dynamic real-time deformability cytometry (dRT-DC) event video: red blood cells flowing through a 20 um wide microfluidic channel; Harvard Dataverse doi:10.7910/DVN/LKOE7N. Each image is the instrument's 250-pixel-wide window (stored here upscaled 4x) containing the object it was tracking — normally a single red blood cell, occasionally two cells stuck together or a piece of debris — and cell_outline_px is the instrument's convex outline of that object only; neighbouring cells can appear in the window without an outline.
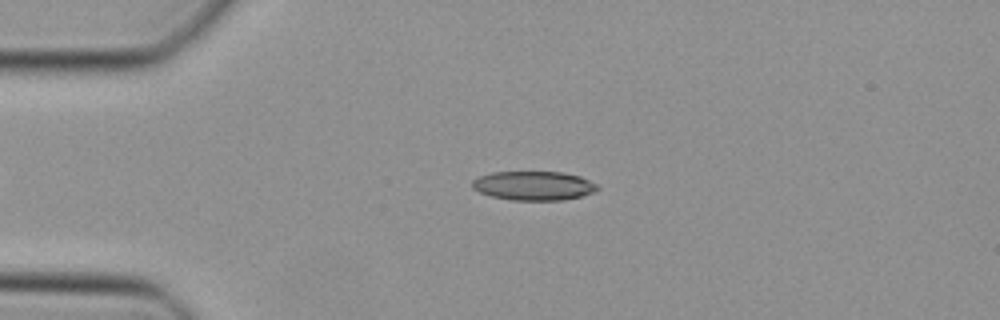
{"species": "Egyptian fruit bat (a non-hibernating species)", "species_latin": "Rousettus aegyptiacus", "temperature_condition": "cold", "stored_images_in_passage": 33, "camera_frame_rate_fps": 3000, "um_per_image_px": 0.085, "animal": {"sex": "female"}, "frame": {"image": 1, "passage_image": 2, "time_ms": 0.333, "image_size_px": [1000, 320], "cell_outline_px": [[600, 188], [596, 192], [564, 200], [512, 200], [492, 196], [480, 192], [472, 188], [472, 180], [480, 176], [492, 172], [564, 172], [580, 176], [596, 184]], "centroid_in_image_um": [45.38, 15.78], "position_along_channel_um": 39.6, "area_um2": 21.21}}
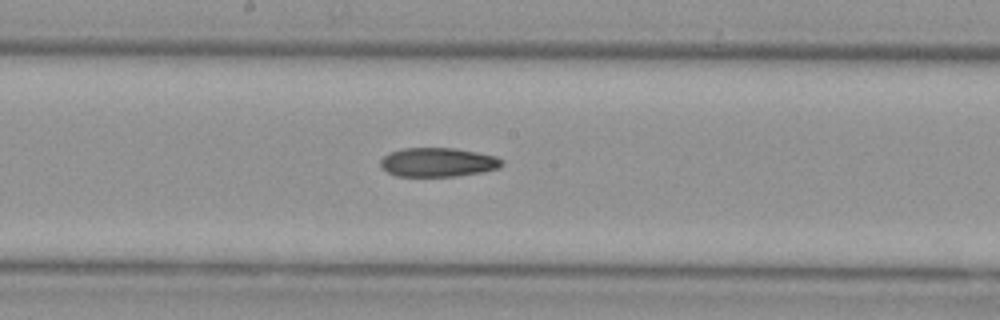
{"frame": {"image": 2, "passage_image": 16, "time_ms": 5.0, "image_size_px": [1000, 320], "cell_outline_px": [[504, 164], [500, 168], [484, 172], [456, 176], [396, 176], [388, 172], [380, 164], [380, 160], [388, 152], [404, 148], [452, 148], [476, 152], [496, 156], [504, 160]], "centroid_in_image_um": [37.26, 13.79], "position_along_channel_um": 210.9, "area_um2": 20.63}}
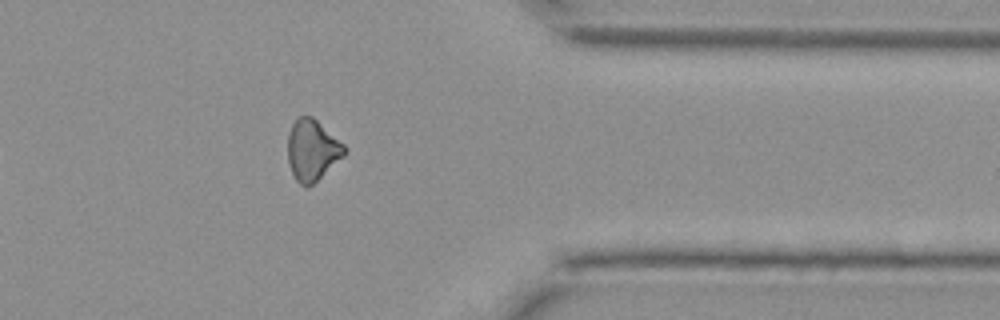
{"frame": {"image": 3, "passage_image": 29, "time_ms": 9.333, "image_size_px": [1000, 320], "cell_outline_px": [[344, 156], [308, 188], [300, 184], [296, 180], [288, 164], [288, 132], [292, 124], [300, 116], [312, 116], [344, 144]], "centroid_in_image_um": [26.51, 12.77], "position_along_channel_um": 384.9, "area_um2": 19.94}}